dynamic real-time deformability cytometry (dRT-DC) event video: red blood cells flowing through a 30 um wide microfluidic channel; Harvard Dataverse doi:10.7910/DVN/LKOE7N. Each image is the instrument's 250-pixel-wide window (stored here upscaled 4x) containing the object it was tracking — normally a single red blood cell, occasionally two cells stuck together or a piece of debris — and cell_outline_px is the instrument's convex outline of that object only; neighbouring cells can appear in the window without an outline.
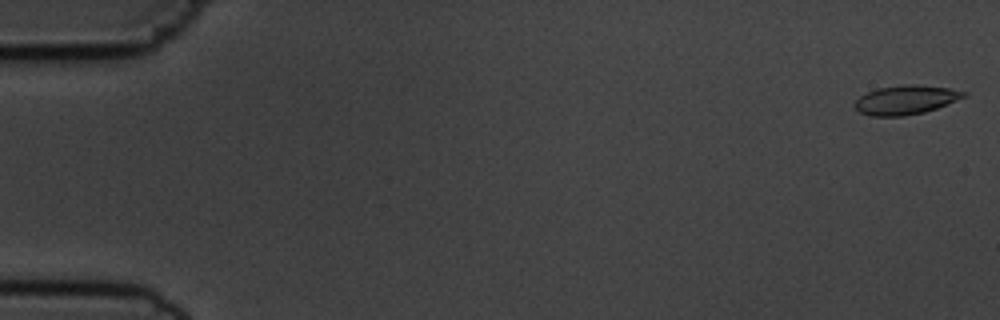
{"species": "common noctule bat (a hibernating species)", "species_latin": "Nyctalus noctula", "temperature_condition": "cold", "stored_images_in_passage": 55, "camera_frame_rate_fps": 3000, "um_per_image_px": 0.085, "animal": {"sex": "male", "body_mass_g": 19.5, "forearm_length_mm": 54.6}, "frame": {"image": 1, "passage_image": 1, "time_ms": 0.0, "image_size_px": [1000, 320], "cell_outline_px": [[968, 96], [936, 108], [924, 112], [904, 116], [868, 116], [860, 112], [852, 104], [860, 96], [876, 88], [904, 84], [908, 84], [948, 88], [968, 92]], "centroid_in_image_um": [76.97, 8.49], "position_along_channel_um": 8.0, "area_um2": 18.5}}
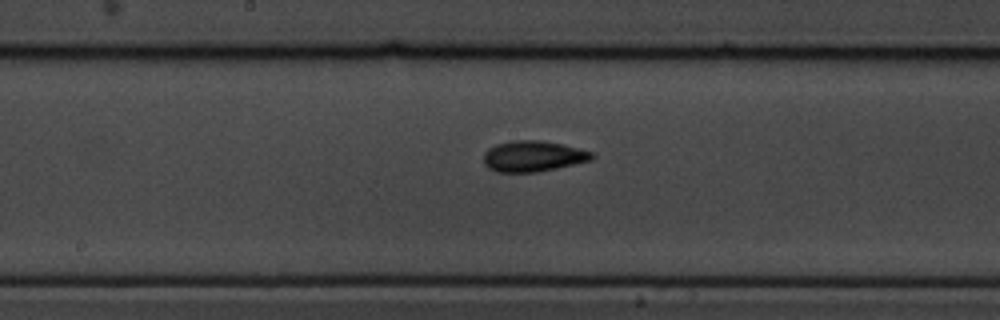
{"frame": {"image": 2, "passage_image": 29, "time_ms": 9.333, "image_size_px": [1000, 320], "cell_outline_px": [[596, 156], [592, 160], [556, 168], [536, 172], [496, 172], [488, 168], [484, 164], [484, 152], [488, 148], [496, 144], [512, 140], [540, 140], [564, 144], [596, 152]], "centroid_in_image_um": [45.34, 13.27], "position_along_channel_um": 202.9, "area_um2": 19.77}}
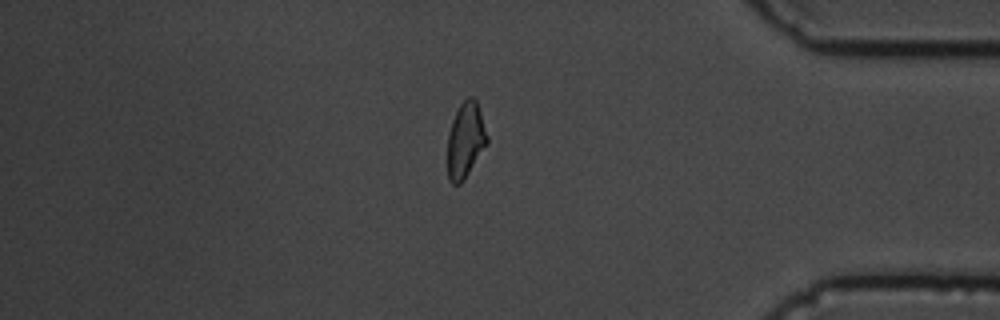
{"frame": {"image": 3, "passage_image": 47, "time_ms": 15.333, "image_size_px": [1000, 320], "cell_outline_px": [[488, 144], [464, 180], [460, 184], [452, 184], [448, 180], [448, 132], [452, 120], [460, 104], [468, 96], [472, 96], [476, 100], [488, 136]], "centroid_in_image_um": [39.57, 11.93], "position_along_channel_um": 395.6, "area_um2": 17.51}, "authors_computed_cell_mechanics": {"area_um2": 18.2648, "velocity_mm_per_s": 3.6581, "shape_relaxation_time_tau1_ms": 4.4939, "shape_relaxation_time_tau2_ms": 4.1668, "deformation_change_tau1": 0.1181, "deformation_change_tau2": 0.0989}}